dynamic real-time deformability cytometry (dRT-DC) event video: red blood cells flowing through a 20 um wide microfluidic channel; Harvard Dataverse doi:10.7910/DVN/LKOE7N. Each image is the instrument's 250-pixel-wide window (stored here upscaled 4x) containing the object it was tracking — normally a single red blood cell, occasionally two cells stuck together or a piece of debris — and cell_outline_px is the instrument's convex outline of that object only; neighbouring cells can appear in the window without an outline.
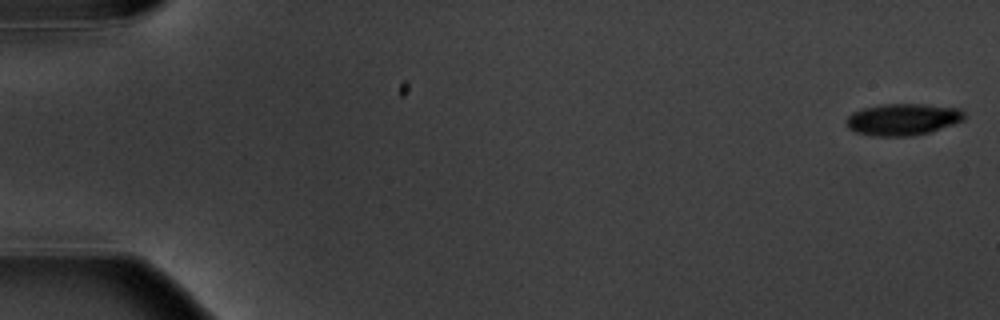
{"species": "common noctule bat (a hibernating species)", "species_latin": "Nyctalus noctula", "temperature_condition": "warm", "stored_images_in_passage": 4, "camera_frame_rate_fps": 3000, "um_per_image_px": 0.085, "animal": {"sex": "male", "body_mass_g": 20.1, "forearm_length_mm": 53.5}, "frame": {"image": 1, "passage_image": 1, "time_ms": 0.0, "image_size_px": [1000, 320], "cell_outline_px": [[964, 120], [928, 132], [912, 136], [872, 136], [856, 132], [848, 128], [844, 124], [844, 120], [852, 112], [864, 108], [884, 104], [924, 104], [960, 108], [964, 112]], "centroid_in_image_um": [76.69, 10.15], "position_along_channel_um": 8.3, "area_um2": 21.85}}